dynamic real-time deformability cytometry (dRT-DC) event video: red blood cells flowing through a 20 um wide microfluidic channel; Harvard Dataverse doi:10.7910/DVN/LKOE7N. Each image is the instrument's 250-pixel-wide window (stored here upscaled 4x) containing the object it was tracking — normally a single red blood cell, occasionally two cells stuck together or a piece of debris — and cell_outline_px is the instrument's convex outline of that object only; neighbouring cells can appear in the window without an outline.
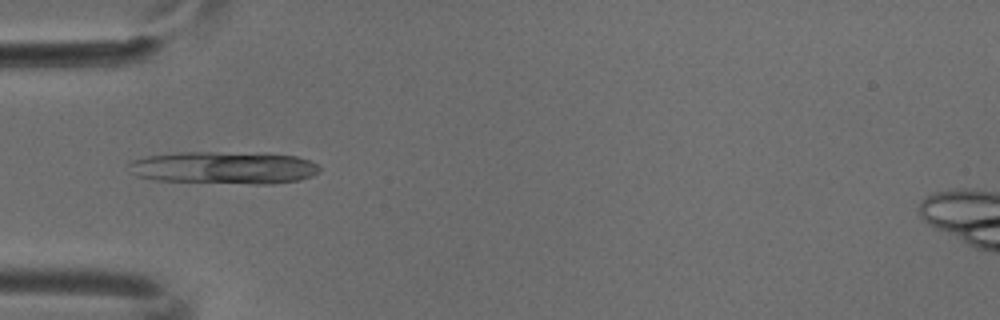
{"species": "common noctule bat (a hibernating species)", "species_latin": "Nyctalus noctula", "temperature_condition": "cold", "stored_images_in_passage": 4, "camera_frame_rate_fps": 3000, "um_per_image_px": 0.085, "animal": {"sex": "male", "body_mass_g": 18.8}, "frame": {"image": 1, "passage_image": 4, "time_ms": 1.0, "image_size_px": [1000, 320], "cell_outline_px": [[320, 172], [312, 176], [300, 180], [272, 184], [256, 184], [156, 180], [136, 176], [132, 172], [128, 164], [132, 160], [148, 156], [176, 152], [212, 152], [296, 156], [308, 160], [316, 164], [320, 168]], "centroid_in_image_um": [19.03, 14.27], "position_along_channel_um": 66.0, "area_um2": 35.72}}